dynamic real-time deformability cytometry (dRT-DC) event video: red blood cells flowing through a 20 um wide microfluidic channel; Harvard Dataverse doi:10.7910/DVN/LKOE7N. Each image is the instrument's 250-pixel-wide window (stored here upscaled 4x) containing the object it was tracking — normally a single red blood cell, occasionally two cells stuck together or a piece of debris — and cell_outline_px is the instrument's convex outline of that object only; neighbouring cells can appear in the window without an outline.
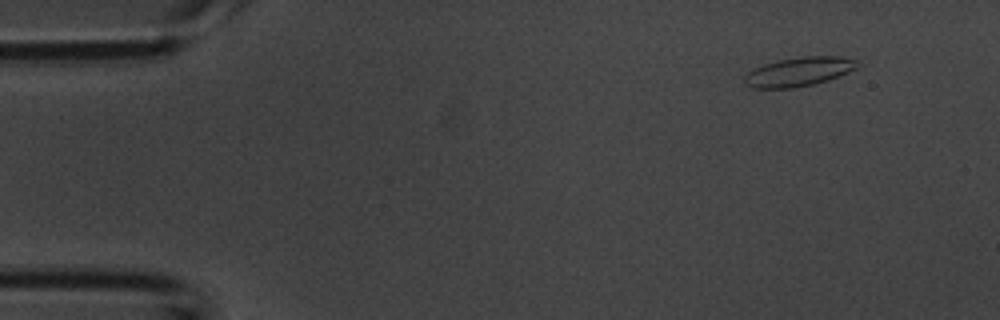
{"species": "common noctule bat (a hibernating species)", "species_latin": "Nyctalus noctula", "temperature_condition": "room temperature", "stored_images_in_passage": 11, "camera_frame_rate_fps": 3000, "um_per_image_px": 0.085, "animal": {"sex": "male", "body_mass_g": 20.1, "forearm_length_mm": 53.5}, "frame": {"image": 1, "passage_image": 1, "time_ms": 0.0, "image_size_px": [1000, 320], "cell_outline_px": [[860, 64], [856, 68], [848, 72], [828, 80], [812, 84], [792, 88], [752, 88], [744, 84], [744, 76], [752, 68], [776, 60], [804, 56], [840, 56], [856, 60]], "centroid_in_image_um": [67.87, 6.09], "position_along_channel_um": 17.1, "area_um2": 19.19}}